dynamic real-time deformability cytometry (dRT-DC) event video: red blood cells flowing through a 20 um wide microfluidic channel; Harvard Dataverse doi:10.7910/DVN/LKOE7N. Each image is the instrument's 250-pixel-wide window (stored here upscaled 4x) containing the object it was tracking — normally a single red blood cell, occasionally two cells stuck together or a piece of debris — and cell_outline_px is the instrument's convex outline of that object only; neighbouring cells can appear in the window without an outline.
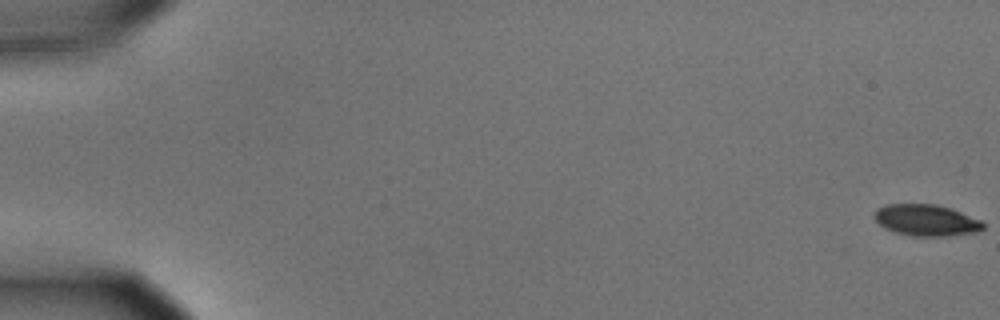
{"species": "common noctule bat (a hibernating species)", "species_latin": "Nyctalus noctula", "temperature_condition": "cold", "stored_images_in_passage": 57, "camera_frame_rate_fps": 3000, "um_per_image_px": 0.085, "animal": {"sex": "male", "body_mass_g": 15.6}, "frame": {"image": 1, "passage_image": 1, "time_ms": 0.0, "image_size_px": [1000, 320], "cell_outline_px": [[984, 228], [976, 232], [948, 236], [912, 236], [896, 232], [884, 228], [872, 216], [872, 212], [876, 208], [888, 204], [936, 204], [960, 212], [980, 220], [984, 224]], "centroid_in_image_um": [78.68, 18.72], "position_along_channel_um": 6.3, "area_um2": 19.88}}
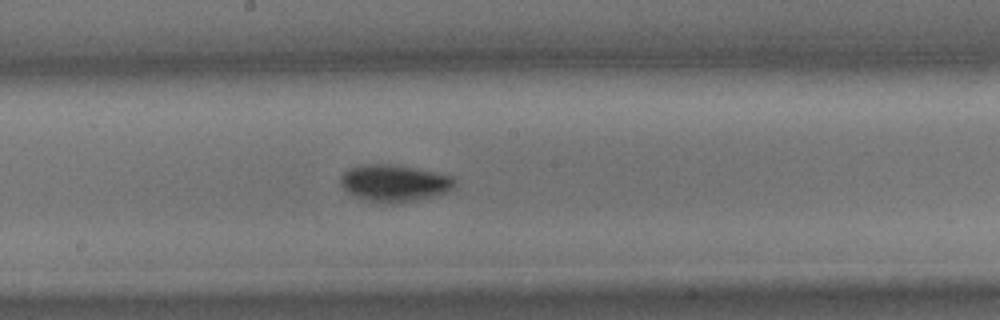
{"frame": {"image": 2, "passage_image": 32, "time_ms": 10.333, "image_size_px": [1000, 320], "cell_outline_px": [[456, 184], [448, 192], [400, 204], [384, 204], [364, 200], [348, 192], [340, 184], [340, 176], [348, 168], [360, 164], [396, 164], [436, 172], [452, 176], [456, 180]], "centroid_in_image_um": [33.51, 15.57], "position_along_channel_um": 214.7, "area_um2": 25.03}}
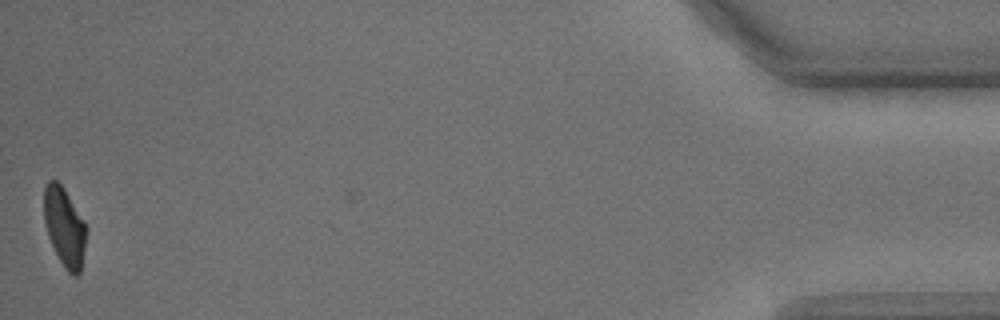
{"frame": {"image": 3, "passage_image": 57, "time_ms": 18.667, "image_size_px": [1000, 320], "cell_outline_px": [[88, 228], [80, 272], [76, 276], [72, 276], [64, 268], [48, 236], [44, 220], [44, 188], [48, 180], [56, 180], [64, 188], [84, 220]], "centroid_in_image_um": [5.49, 19.29], "position_along_channel_um": 429.7, "area_um2": 19.48}, "authors_computed_cell_mechanics": {"area_um2": 21.3282, "velocity_mm_per_s": 3.6104, "shape_relaxation_time_tau1_ms": 2.3477, "shape_relaxation_time_tau2_ms": null, "deformation_change_tau1": 0.1054, "deformation_change_tau2": null}}